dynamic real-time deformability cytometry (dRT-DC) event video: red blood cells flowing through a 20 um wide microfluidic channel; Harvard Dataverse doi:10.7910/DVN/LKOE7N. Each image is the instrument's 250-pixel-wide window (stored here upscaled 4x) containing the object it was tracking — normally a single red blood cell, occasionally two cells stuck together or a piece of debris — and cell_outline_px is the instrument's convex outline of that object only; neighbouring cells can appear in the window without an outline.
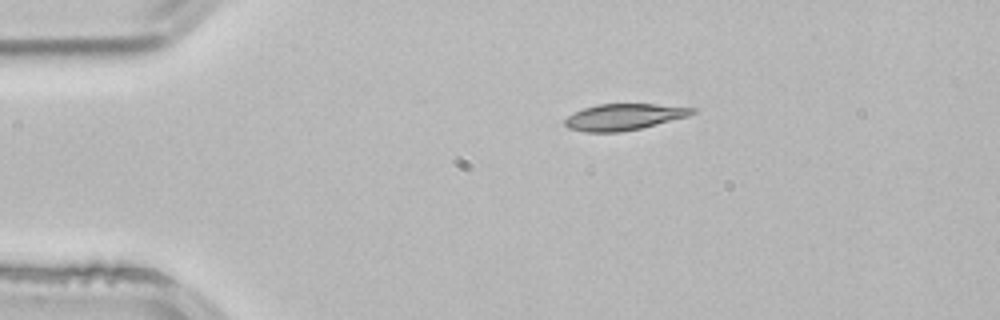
{"species": "common noctule bat (a hibernating species)", "species_latin": "Nyctalus noctula", "temperature_condition": "room temperature", "stored_images_in_passage": 3, "camera_frame_rate_fps": 3000, "um_per_image_px": 0.085, "animal": {"sex": "male", "body_mass_g": 21.5, "forearm_length_mm": 52.0}, "frame": {"image": 1, "passage_image": 1, "time_ms": 0.0, "image_size_px": [1000, 320], "cell_outline_px": [[696, 112], [688, 116], [640, 128], [620, 132], [584, 132], [568, 128], [564, 124], [564, 120], [568, 116], [584, 108], [600, 104], [656, 104], [696, 108]], "centroid_in_image_um": [53.02, 9.94], "position_along_channel_um": 32.0, "area_um2": 19.36}}